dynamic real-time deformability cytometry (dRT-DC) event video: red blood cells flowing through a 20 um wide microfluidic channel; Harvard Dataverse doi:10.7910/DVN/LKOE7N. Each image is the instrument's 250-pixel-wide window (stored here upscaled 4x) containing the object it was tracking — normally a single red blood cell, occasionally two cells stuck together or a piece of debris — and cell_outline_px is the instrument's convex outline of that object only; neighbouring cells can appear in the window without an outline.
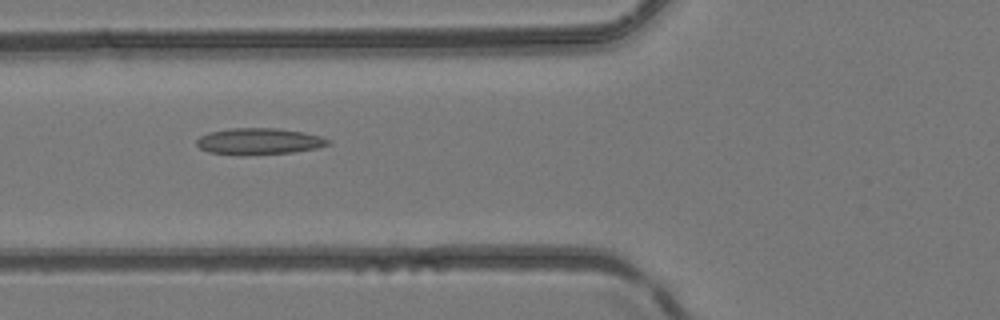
{"species": "common noctule bat (a hibernating species)", "species_latin": "Nyctalus noctula", "temperature_condition": "room temperature", "stored_images_in_passage": 5, "camera_frame_rate_fps": 3000, "um_per_image_px": 0.085, "animal": {"sex": "female", "body_mass_g": 24.6, "forearm_length_mm": 56.2}, "frame": {"image": 1, "passage_image": 5, "time_ms": 1.333, "image_size_px": [1000, 320], "cell_outline_px": [[332, 144], [316, 148], [292, 152], [244, 156], [236, 156], [208, 152], [200, 148], [196, 144], [196, 140], [200, 136], [208, 132], [228, 128], [276, 128], [304, 132], [320, 136], [332, 140]], "centroid_in_image_um": [21.99, 12.02], "position_along_channel_um": 103.8, "area_um2": 20.69}}